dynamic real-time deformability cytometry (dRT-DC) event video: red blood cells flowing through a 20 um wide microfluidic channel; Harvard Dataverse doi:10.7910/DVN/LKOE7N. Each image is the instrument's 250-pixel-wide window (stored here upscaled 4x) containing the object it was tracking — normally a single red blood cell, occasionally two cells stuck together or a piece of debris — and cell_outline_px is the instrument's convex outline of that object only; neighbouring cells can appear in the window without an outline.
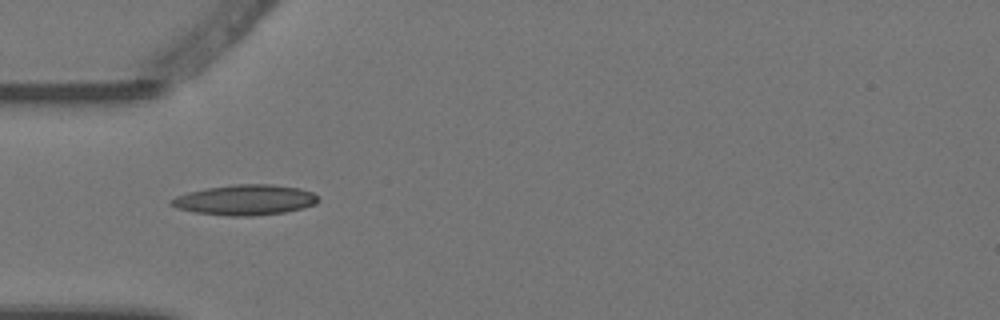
{"species": "Egyptian fruit bat (a non-hibernating species)", "species_latin": "Rousettus aegyptiacus", "temperature_condition": "warm", "stored_images_in_passage": 3, "camera_frame_rate_fps": 3000, "um_per_image_px": 0.085, "animal": {"sex": "female"}, "frame": {"image": 1, "passage_image": 1, "time_ms": 0.0, "image_size_px": [1000, 320], "cell_outline_px": [[320, 200], [316, 204], [284, 212], [256, 216], [228, 216], [192, 212], [176, 208], [168, 204], [168, 200], [176, 196], [188, 192], [208, 188], [236, 184], [272, 184], [300, 188], [312, 192]], "centroid_in_image_um": [20.79, 17.0], "position_along_channel_um": 64.2, "area_um2": 26.13}}
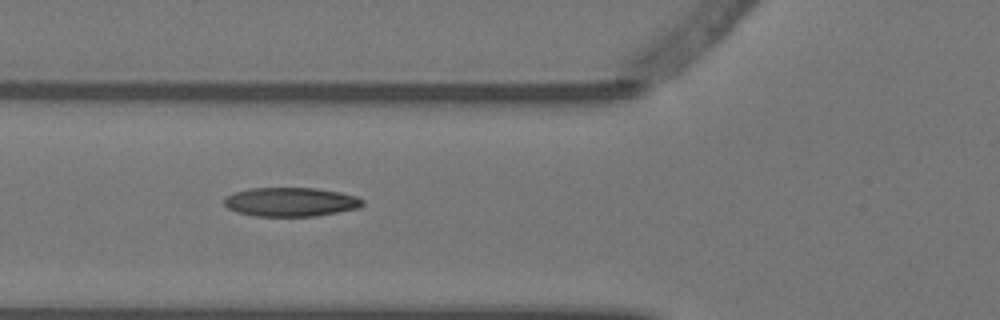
{"frame": {"image": 2, "passage_image": 2, "time_ms": 0.333, "image_size_px": [1000, 320], "cell_outline_px": [[364, 204], [360, 208], [316, 216], [256, 216], [236, 212], [228, 208], [224, 204], [224, 200], [228, 196], [236, 192], [252, 188], [316, 188], [340, 192], [356, 196], [364, 200]], "centroid_in_image_um": [24.75, 17.17], "position_along_channel_um": 101.0, "area_um2": 23.35}}
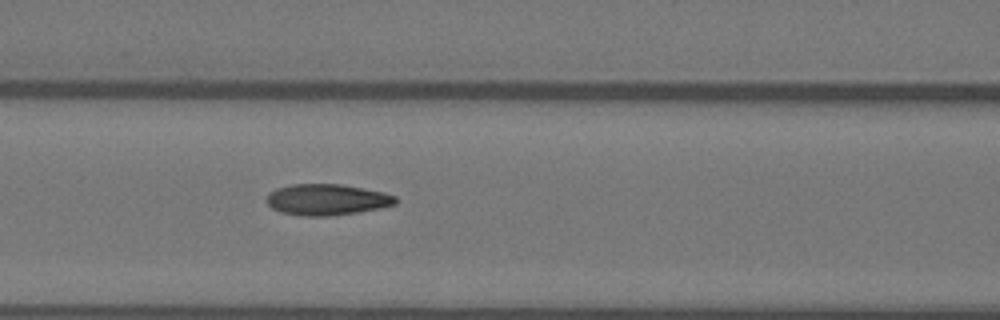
{"frame": {"image": 3, "passage_image": 3, "time_ms": 0.667, "image_size_px": [1000, 320], "cell_outline_px": [[396, 204], [356, 212], [328, 216], [304, 216], [280, 212], [272, 208], [264, 200], [268, 192], [276, 188], [292, 184], [340, 184], [364, 188], [384, 192], [396, 196]], "centroid_in_image_um": [27.72, 16.96], "position_along_channel_um": 138.9, "area_um2": 23.41}}